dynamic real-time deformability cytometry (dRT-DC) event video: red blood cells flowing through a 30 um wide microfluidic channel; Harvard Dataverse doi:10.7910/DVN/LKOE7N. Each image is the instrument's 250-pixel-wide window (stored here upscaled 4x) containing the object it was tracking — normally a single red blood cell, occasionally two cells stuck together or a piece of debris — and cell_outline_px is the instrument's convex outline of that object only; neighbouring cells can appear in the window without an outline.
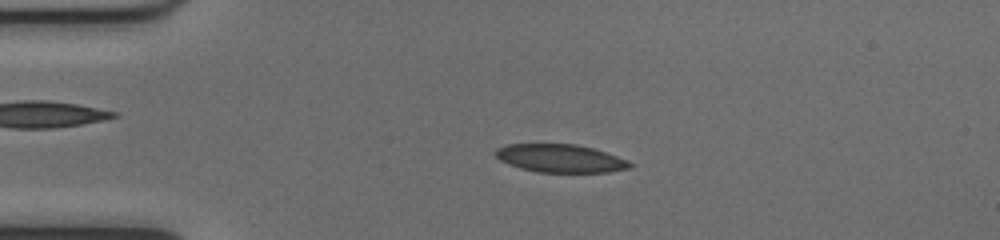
{"species": "common noctule bat (a hibernating species)", "species_latin": "Nyctalus noctula", "temperature_condition": "cold", "stored_images_in_passage": 51, "camera_frame_rate_fps": 3000, "um_per_image_px": 0.085, "animal": {"sex": "female", "body_mass_g": 17.0, "forearm_length_mm": 48.0}, "frame": {"image": 1, "passage_image": 11, "time_ms": 3.333, "image_size_px": [1000, 240], "cell_outline_px": [[632, 164], [628, 168], [608, 172], [536, 172], [520, 168], [508, 164], [500, 160], [496, 156], [496, 148], [508, 144], [576, 144], [592, 148], [628, 160]], "centroid_in_image_um": [47.59, 13.46], "position_along_channel_um": 37.4, "area_um2": 21.79}}
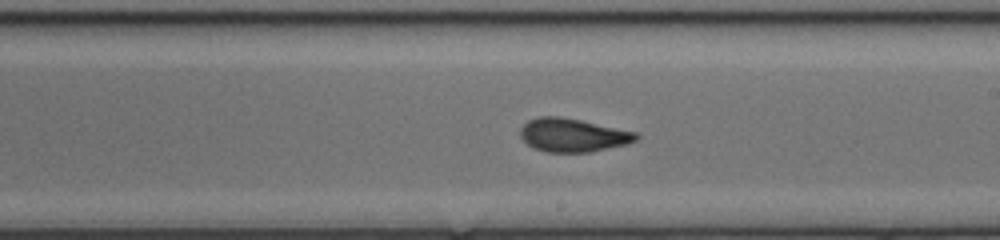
{"frame": {"image": 2, "passage_image": 29, "time_ms": 9.333, "image_size_px": [1000, 240], "cell_outline_px": [[640, 136], [636, 140], [628, 144], [592, 152], [544, 152], [532, 148], [520, 136], [520, 128], [528, 120], [540, 116], [556, 116], [580, 120], [636, 132]], "centroid_in_image_um": [48.68, 11.5], "position_along_channel_um": 240.3, "area_um2": 22.6}}
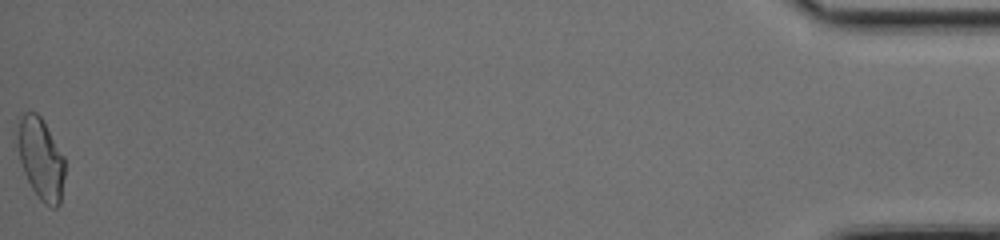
{"frame": {"image": 3, "passage_image": 51, "time_ms": 16.667, "image_size_px": [1000, 240], "cell_outline_px": [[64, 176], [60, 204], [56, 208], [52, 208], [44, 204], [40, 200], [32, 188], [24, 172], [20, 160], [16, 136], [20, 116], [24, 112], [36, 112], [40, 116], [64, 156]], "centroid_in_image_um": [3.46, 13.5], "position_along_channel_um": 431.7, "area_um2": 22.37}, "authors_computed_cell_mechanics": {"area_um2": 22.3108, "velocity_mm_per_s": 4.0114, "shape_relaxation_time_tau1_ms": 7.2234, "shape_relaxation_time_tau2_ms": 1.316, "deformation_change_tau1": 0.2059, "deformation_change_tau2": 0.0711}}